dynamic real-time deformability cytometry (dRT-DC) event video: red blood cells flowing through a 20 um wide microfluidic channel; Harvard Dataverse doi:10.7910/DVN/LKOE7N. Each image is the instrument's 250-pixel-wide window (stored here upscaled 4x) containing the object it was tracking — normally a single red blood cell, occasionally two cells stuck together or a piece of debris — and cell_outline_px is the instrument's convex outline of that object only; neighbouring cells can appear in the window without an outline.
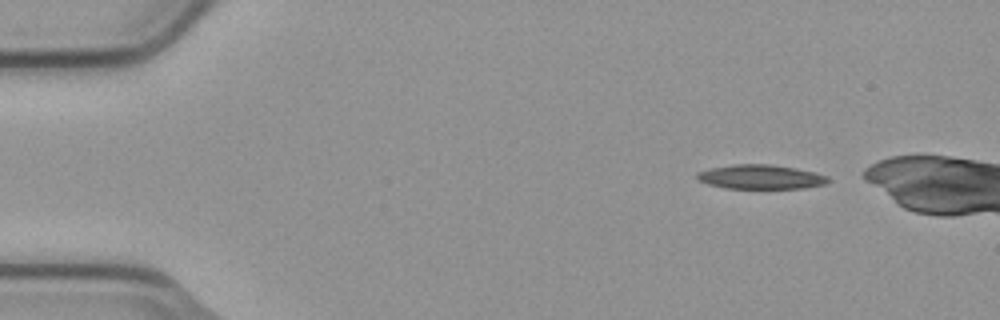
{"species": "common noctule bat (a hibernating species)", "species_latin": "Nyctalus noctula", "temperature_condition": "cold", "stored_images_in_passage": 5, "camera_frame_rate_fps": 3000, "um_per_image_px": 0.085, "animal": {"sex": "male", "body_mass_g": 23.1, "forearm_length_mm": 52.7}, "frame": {"image": 1, "passage_image": 1, "time_ms": 0.0, "image_size_px": [1000, 320], "cell_outline_px": [[828, 180], [824, 184], [804, 188], [724, 188], [708, 184], [696, 180], [696, 172], [712, 168], [732, 164], [768, 164], [816, 172], [828, 176]], "centroid_in_image_um": [64.6, 15.04], "position_along_channel_um": 20.4, "area_um2": 18.44}}
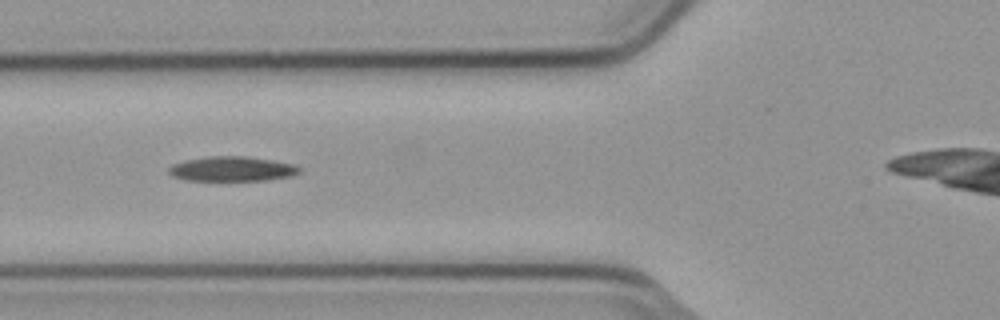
{"frame": {"image": 2, "passage_image": 5, "time_ms": 1.333, "image_size_px": [1000, 320], "cell_outline_px": [[300, 172], [292, 176], [264, 180], [188, 180], [172, 176], [168, 172], [168, 168], [172, 164], [188, 160], [208, 156], [244, 156], [272, 160], [292, 164], [300, 168]], "centroid_in_image_um": [19.71, 14.35], "position_along_channel_um": 106.1, "area_um2": 18.61}}